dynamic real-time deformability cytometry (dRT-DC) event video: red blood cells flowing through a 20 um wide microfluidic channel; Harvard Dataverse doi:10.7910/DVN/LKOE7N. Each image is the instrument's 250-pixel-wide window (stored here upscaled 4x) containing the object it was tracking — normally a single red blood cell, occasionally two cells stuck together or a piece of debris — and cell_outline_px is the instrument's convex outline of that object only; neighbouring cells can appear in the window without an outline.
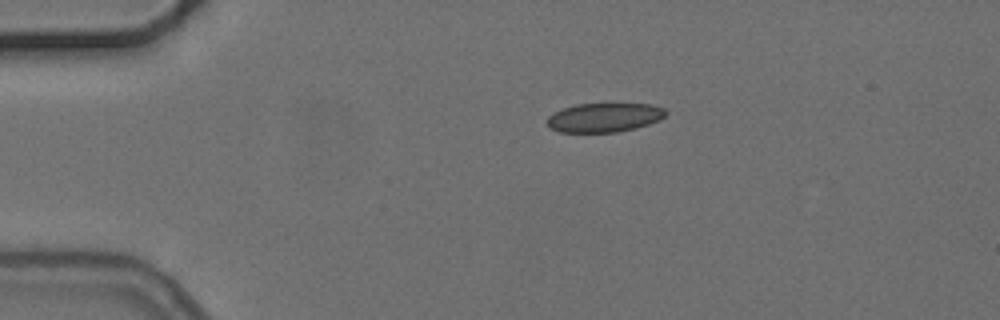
{"species": "common noctule bat (a hibernating species)", "species_latin": "Nyctalus noctula", "temperature_condition": "cold", "stored_images_in_passage": 5, "camera_frame_rate_fps": 3000, "um_per_image_px": 0.085, "animal": {"sex": "female", "body_mass_g": 24.6, "forearm_length_mm": 56.2}, "frame": {"image": 1, "passage_image": 5, "time_ms": 5.0, "image_size_px": [1000, 320], "cell_outline_px": [[668, 112], [660, 120], [636, 128], [616, 132], [560, 132], [548, 128], [544, 120], [548, 116], [564, 108], [576, 104], [652, 104], [664, 108]], "centroid_in_image_um": [51.34, 9.99], "position_along_channel_um": 33.7, "area_um2": 20.23}}